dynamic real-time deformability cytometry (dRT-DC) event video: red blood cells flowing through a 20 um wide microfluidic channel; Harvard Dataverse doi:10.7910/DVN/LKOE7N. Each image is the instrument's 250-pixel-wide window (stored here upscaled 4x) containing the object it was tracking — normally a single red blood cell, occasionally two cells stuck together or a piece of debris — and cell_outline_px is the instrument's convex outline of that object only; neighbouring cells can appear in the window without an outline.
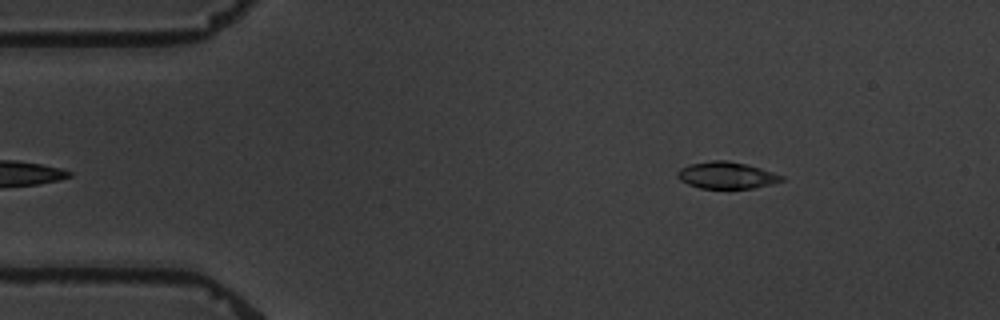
{"species": "common noctule bat (a hibernating species)", "species_latin": "Nyctalus noctula", "temperature_condition": "warm", "stored_images_in_passage": 5, "camera_frame_rate_fps": 3000, "um_per_image_px": 0.085, "animal": {"sex": "male", "body_mass_g": 19.5, "forearm_length_mm": 54.6}, "frame": {"image": 1, "passage_image": 5, "time_ms": 4.667, "image_size_px": [1000, 320], "cell_outline_px": [[784, 180], [752, 188], [700, 188], [688, 184], [680, 180], [676, 176], [676, 172], [680, 168], [688, 164], [712, 160], [728, 160], [760, 168], [784, 176]], "centroid_in_image_um": [61.69, 14.89], "position_along_channel_um": 23.3, "area_um2": 16.13}}